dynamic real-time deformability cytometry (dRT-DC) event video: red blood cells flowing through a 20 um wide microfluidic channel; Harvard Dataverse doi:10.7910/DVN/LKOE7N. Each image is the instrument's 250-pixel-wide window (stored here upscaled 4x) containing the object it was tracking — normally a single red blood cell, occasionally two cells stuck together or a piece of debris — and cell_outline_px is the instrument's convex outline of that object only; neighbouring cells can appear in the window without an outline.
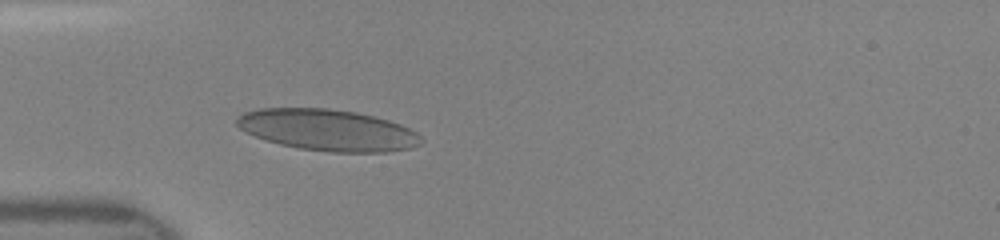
{"species": "human", "species_latin": "Homo sapiens", "temperature_condition": "room temperature", "stored_images_in_passage": 27, "camera_frame_rate_fps": 3000, "um_per_image_px": 0.085, "donor": {"sex": "female"}, "frame": {"image": 1, "passage_image": 2, "time_ms": 0.333, "image_size_px": [1000, 240], "cell_outline_px": [[424, 140], [420, 144], [412, 148], [388, 152], [332, 152], [300, 148], [280, 144], [244, 132], [236, 124], [236, 116], [244, 112], [260, 108], [328, 108], [356, 112], [388, 120], [400, 124], [416, 132]], "centroid_in_image_um": [27.86, 11.05], "position_along_channel_um": 57.1, "area_um2": 44.45}}
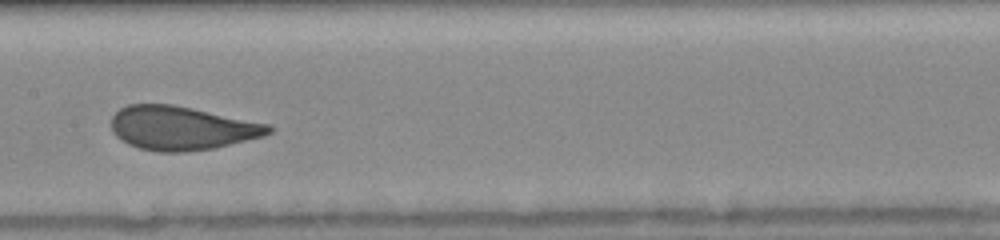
{"frame": {"image": 2, "passage_image": 12, "time_ms": 3.667, "image_size_px": [1000, 240], "cell_outline_px": [[272, 132], [264, 136], [212, 148], [184, 152], [160, 152], [140, 148], [128, 144], [116, 136], [112, 132], [112, 116], [120, 108], [128, 104], [172, 104], [192, 108], [268, 124], [272, 128]], "centroid_in_image_um": [15.41, 10.88], "position_along_channel_um": 192.0, "area_um2": 39.82}}
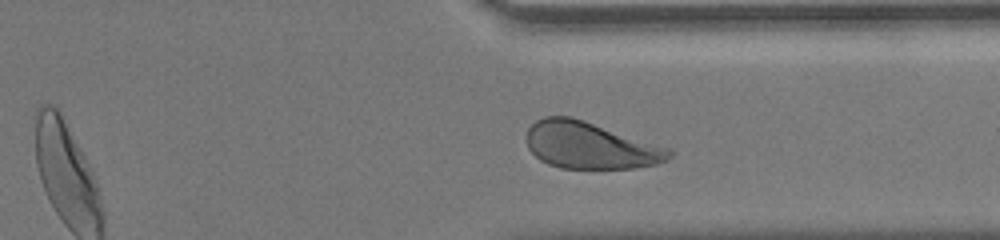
{"frame": {"image": 3, "passage_image": 24, "time_ms": 7.667, "image_size_px": [1000, 240], "cell_outline_px": [[672, 156], [668, 160], [656, 164], [632, 168], [560, 168], [548, 164], [540, 160], [528, 148], [528, 128], [536, 120], [544, 116], [572, 116], [672, 148]], "centroid_in_image_um": [50.2, 12.35], "position_along_channel_um": 361.2, "area_um2": 39.07}}